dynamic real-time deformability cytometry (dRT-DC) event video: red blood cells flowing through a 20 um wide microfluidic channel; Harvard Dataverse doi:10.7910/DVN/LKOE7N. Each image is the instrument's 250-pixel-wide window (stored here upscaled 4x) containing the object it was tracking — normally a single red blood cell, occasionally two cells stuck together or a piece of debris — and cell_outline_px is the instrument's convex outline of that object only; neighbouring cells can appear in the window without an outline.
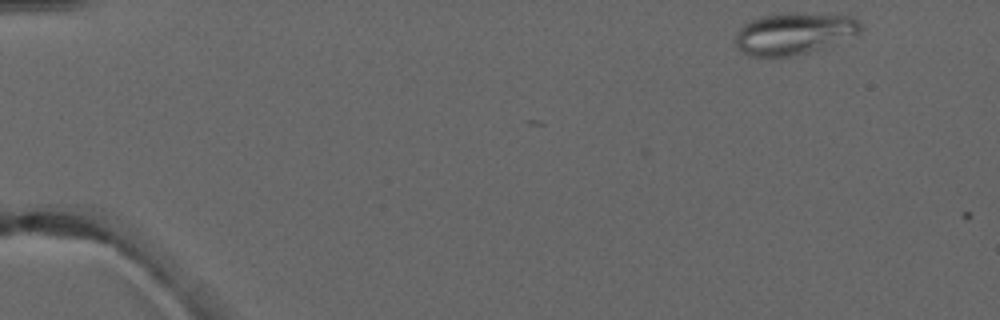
{"species": "common noctule bat (a hibernating species)", "species_latin": "Nyctalus noctula", "temperature_condition": "warm", "stored_images_in_passage": 3, "camera_frame_rate_fps": 3000, "um_per_image_px": 0.085, "animal": {"sex": "male", "forearm_length_mm": 52.5}, "frame": {"image": 1, "passage_image": 1, "time_ms": 0.0, "image_size_px": [1000, 320], "cell_outline_px": [[860, 32], [856, 36], [808, 52], [792, 56], [752, 56], [744, 52], [736, 44], [736, 32], [744, 24], [752, 20], [764, 16], [784, 12], [852, 16], [860, 20]], "centroid_in_image_um": [67.52, 2.83], "position_along_channel_um": 17.5, "area_um2": 30.17}}